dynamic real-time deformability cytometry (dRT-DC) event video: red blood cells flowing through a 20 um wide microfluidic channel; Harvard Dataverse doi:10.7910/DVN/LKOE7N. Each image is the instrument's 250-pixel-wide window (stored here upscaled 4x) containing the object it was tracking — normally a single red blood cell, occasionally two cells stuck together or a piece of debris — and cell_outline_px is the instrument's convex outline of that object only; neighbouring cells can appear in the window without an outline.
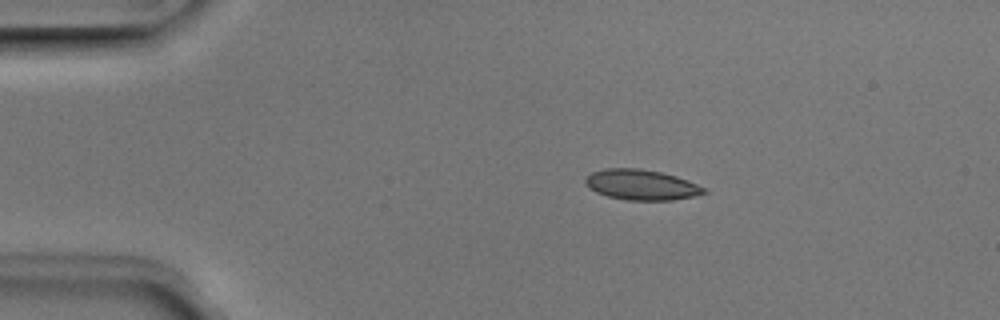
{"species": "Egyptian fruit bat (a non-hibernating species)", "species_latin": "Rousettus aegyptiacus", "temperature_condition": "room temperature", "stored_images_in_passage": 10, "camera_frame_rate_fps": 3000, "um_per_image_px": 0.085, "animal": {"sex": "male"}, "frame": {"image": 1, "passage_image": 1, "time_ms": 0.0, "image_size_px": [1000, 320], "cell_outline_px": [[708, 192], [696, 196], [672, 200], [628, 200], [608, 196], [596, 192], [588, 188], [584, 184], [584, 180], [592, 172], [604, 168], [640, 168], [660, 172], [676, 176], [688, 180], [708, 188]], "centroid_in_image_um": [54.54, 15.7], "position_along_channel_um": 30.5, "area_um2": 21.21}}
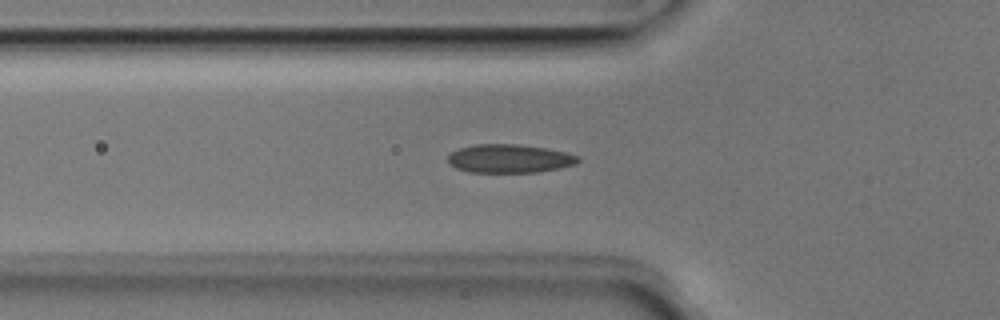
{"frame": {"image": 2, "passage_image": 9, "time_ms": 2.667, "image_size_px": [1000, 320], "cell_outline_px": [[580, 160], [576, 164], [560, 168], [536, 172], [468, 172], [456, 168], [448, 164], [448, 156], [452, 152], [460, 148], [476, 144], [520, 144], [548, 148], [580, 156]], "centroid_in_image_um": [43.31, 13.48], "position_along_channel_um": 82.5, "area_um2": 21.73}}